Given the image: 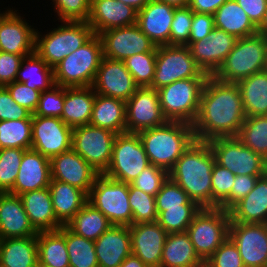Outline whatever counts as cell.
Listing matches in <instances>:
<instances>
[{
  "label": "cell",
  "mask_w": 267,
  "mask_h": 267,
  "mask_svg": "<svg viewBox=\"0 0 267 267\" xmlns=\"http://www.w3.org/2000/svg\"><path fill=\"white\" fill-rule=\"evenodd\" d=\"M32 119L0 121V150L5 148L31 149Z\"/></svg>",
  "instance_id": "cell-41"
},
{
  "label": "cell",
  "mask_w": 267,
  "mask_h": 267,
  "mask_svg": "<svg viewBox=\"0 0 267 267\" xmlns=\"http://www.w3.org/2000/svg\"><path fill=\"white\" fill-rule=\"evenodd\" d=\"M94 243L99 267H119L132 253L129 226L112 225Z\"/></svg>",
  "instance_id": "cell-27"
},
{
  "label": "cell",
  "mask_w": 267,
  "mask_h": 267,
  "mask_svg": "<svg viewBox=\"0 0 267 267\" xmlns=\"http://www.w3.org/2000/svg\"><path fill=\"white\" fill-rule=\"evenodd\" d=\"M5 87L18 105L25 107L32 114L35 112L39 103L41 91L31 89L17 81L12 82Z\"/></svg>",
  "instance_id": "cell-56"
},
{
  "label": "cell",
  "mask_w": 267,
  "mask_h": 267,
  "mask_svg": "<svg viewBox=\"0 0 267 267\" xmlns=\"http://www.w3.org/2000/svg\"><path fill=\"white\" fill-rule=\"evenodd\" d=\"M231 222L267 224V174L230 210Z\"/></svg>",
  "instance_id": "cell-29"
},
{
  "label": "cell",
  "mask_w": 267,
  "mask_h": 267,
  "mask_svg": "<svg viewBox=\"0 0 267 267\" xmlns=\"http://www.w3.org/2000/svg\"><path fill=\"white\" fill-rule=\"evenodd\" d=\"M198 76L209 75L197 65L188 46H157L156 69L150 88L157 90L177 80Z\"/></svg>",
  "instance_id": "cell-12"
},
{
  "label": "cell",
  "mask_w": 267,
  "mask_h": 267,
  "mask_svg": "<svg viewBox=\"0 0 267 267\" xmlns=\"http://www.w3.org/2000/svg\"><path fill=\"white\" fill-rule=\"evenodd\" d=\"M102 58V41L98 34H94L53 68L55 84L63 87L91 86Z\"/></svg>",
  "instance_id": "cell-6"
},
{
  "label": "cell",
  "mask_w": 267,
  "mask_h": 267,
  "mask_svg": "<svg viewBox=\"0 0 267 267\" xmlns=\"http://www.w3.org/2000/svg\"><path fill=\"white\" fill-rule=\"evenodd\" d=\"M230 213L222 208H201L187 228L196 254L205 262L229 237Z\"/></svg>",
  "instance_id": "cell-8"
},
{
  "label": "cell",
  "mask_w": 267,
  "mask_h": 267,
  "mask_svg": "<svg viewBox=\"0 0 267 267\" xmlns=\"http://www.w3.org/2000/svg\"><path fill=\"white\" fill-rule=\"evenodd\" d=\"M160 2H166L168 4L174 5L175 7H185L188 6L189 0H156Z\"/></svg>",
  "instance_id": "cell-64"
},
{
  "label": "cell",
  "mask_w": 267,
  "mask_h": 267,
  "mask_svg": "<svg viewBox=\"0 0 267 267\" xmlns=\"http://www.w3.org/2000/svg\"><path fill=\"white\" fill-rule=\"evenodd\" d=\"M60 23L44 34L37 28L35 35V53L52 69L94 35L86 21Z\"/></svg>",
  "instance_id": "cell-4"
},
{
  "label": "cell",
  "mask_w": 267,
  "mask_h": 267,
  "mask_svg": "<svg viewBox=\"0 0 267 267\" xmlns=\"http://www.w3.org/2000/svg\"><path fill=\"white\" fill-rule=\"evenodd\" d=\"M51 179L72 185L87 195L99 173L73 149L50 159Z\"/></svg>",
  "instance_id": "cell-21"
},
{
  "label": "cell",
  "mask_w": 267,
  "mask_h": 267,
  "mask_svg": "<svg viewBox=\"0 0 267 267\" xmlns=\"http://www.w3.org/2000/svg\"><path fill=\"white\" fill-rule=\"evenodd\" d=\"M166 122L156 89L138 87L126 101V132L138 133Z\"/></svg>",
  "instance_id": "cell-15"
},
{
  "label": "cell",
  "mask_w": 267,
  "mask_h": 267,
  "mask_svg": "<svg viewBox=\"0 0 267 267\" xmlns=\"http://www.w3.org/2000/svg\"><path fill=\"white\" fill-rule=\"evenodd\" d=\"M95 91L91 86L65 87V99L61 120L68 126H77L90 123Z\"/></svg>",
  "instance_id": "cell-30"
},
{
  "label": "cell",
  "mask_w": 267,
  "mask_h": 267,
  "mask_svg": "<svg viewBox=\"0 0 267 267\" xmlns=\"http://www.w3.org/2000/svg\"><path fill=\"white\" fill-rule=\"evenodd\" d=\"M37 235L0 239V267H37Z\"/></svg>",
  "instance_id": "cell-33"
},
{
  "label": "cell",
  "mask_w": 267,
  "mask_h": 267,
  "mask_svg": "<svg viewBox=\"0 0 267 267\" xmlns=\"http://www.w3.org/2000/svg\"><path fill=\"white\" fill-rule=\"evenodd\" d=\"M235 177L229 169L214 163L211 178L212 208H217L230 195Z\"/></svg>",
  "instance_id": "cell-50"
},
{
  "label": "cell",
  "mask_w": 267,
  "mask_h": 267,
  "mask_svg": "<svg viewBox=\"0 0 267 267\" xmlns=\"http://www.w3.org/2000/svg\"><path fill=\"white\" fill-rule=\"evenodd\" d=\"M69 267H99L92 240L76 235L66 226Z\"/></svg>",
  "instance_id": "cell-42"
},
{
  "label": "cell",
  "mask_w": 267,
  "mask_h": 267,
  "mask_svg": "<svg viewBox=\"0 0 267 267\" xmlns=\"http://www.w3.org/2000/svg\"><path fill=\"white\" fill-rule=\"evenodd\" d=\"M51 181L50 159L38 151H24L14 187L9 193L21 195L28 191L47 188Z\"/></svg>",
  "instance_id": "cell-24"
},
{
  "label": "cell",
  "mask_w": 267,
  "mask_h": 267,
  "mask_svg": "<svg viewBox=\"0 0 267 267\" xmlns=\"http://www.w3.org/2000/svg\"><path fill=\"white\" fill-rule=\"evenodd\" d=\"M116 135L90 124L77 126L72 131V149L99 174H103L110 164Z\"/></svg>",
  "instance_id": "cell-13"
},
{
  "label": "cell",
  "mask_w": 267,
  "mask_h": 267,
  "mask_svg": "<svg viewBox=\"0 0 267 267\" xmlns=\"http://www.w3.org/2000/svg\"><path fill=\"white\" fill-rule=\"evenodd\" d=\"M245 119L238 85L209 76L192 124L195 139L209 141L218 137H236Z\"/></svg>",
  "instance_id": "cell-1"
},
{
  "label": "cell",
  "mask_w": 267,
  "mask_h": 267,
  "mask_svg": "<svg viewBox=\"0 0 267 267\" xmlns=\"http://www.w3.org/2000/svg\"><path fill=\"white\" fill-rule=\"evenodd\" d=\"M236 84L242 96L245 116H267V70L252 74Z\"/></svg>",
  "instance_id": "cell-35"
},
{
  "label": "cell",
  "mask_w": 267,
  "mask_h": 267,
  "mask_svg": "<svg viewBox=\"0 0 267 267\" xmlns=\"http://www.w3.org/2000/svg\"><path fill=\"white\" fill-rule=\"evenodd\" d=\"M14 8H3L6 10L2 12L0 9V51L31 55L35 53L37 27L25 19V14H20L19 10Z\"/></svg>",
  "instance_id": "cell-14"
},
{
  "label": "cell",
  "mask_w": 267,
  "mask_h": 267,
  "mask_svg": "<svg viewBox=\"0 0 267 267\" xmlns=\"http://www.w3.org/2000/svg\"><path fill=\"white\" fill-rule=\"evenodd\" d=\"M193 11L188 7H176L170 29V45L185 46L189 42Z\"/></svg>",
  "instance_id": "cell-51"
},
{
  "label": "cell",
  "mask_w": 267,
  "mask_h": 267,
  "mask_svg": "<svg viewBox=\"0 0 267 267\" xmlns=\"http://www.w3.org/2000/svg\"><path fill=\"white\" fill-rule=\"evenodd\" d=\"M168 177L169 173L167 171L151 164L146 167L130 184L149 195L156 196Z\"/></svg>",
  "instance_id": "cell-52"
},
{
  "label": "cell",
  "mask_w": 267,
  "mask_h": 267,
  "mask_svg": "<svg viewBox=\"0 0 267 267\" xmlns=\"http://www.w3.org/2000/svg\"><path fill=\"white\" fill-rule=\"evenodd\" d=\"M209 76L177 80L157 89L160 106L167 121L193 124L205 82Z\"/></svg>",
  "instance_id": "cell-7"
},
{
  "label": "cell",
  "mask_w": 267,
  "mask_h": 267,
  "mask_svg": "<svg viewBox=\"0 0 267 267\" xmlns=\"http://www.w3.org/2000/svg\"><path fill=\"white\" fill-rule=\"evenodd\" d=\"M158 215L166 208L181 207V204H197L187 193L170 177L163 183L155 196Z\"/></svg>",
  "instance_id": "cell-47"
},
{
  "label": "cell",
  "mask_w": 267,
  "mask_h": 267,
  "mask_svg": "<svg viewBox=\"0 0 267 267\" xmlns=\"http://www.w3.org/2000/svg\"><path fill=\"white\" fill-rule=\"evenodd\" d=\"M20 119H32V113L18 105L6 87L0 86V121Z\"/></svg>",
  "instance_id": "cell-54"
},
{
  "label": "cell",
  "mask_w": 267,
  "mask_h": 267,
  "mask_svg": "<svg viewBox=\"0 0 267 267\" xmlns=\"http://www.w3.org/2000/svg\"><path fill=\"white\" fill-rule=\"evenodd\" d=\"M119 1L125 3L128 6L133 7L138 12L142 10L150 2V0H119Z\"/></svg>",
  "instance_id": "cell-62"
},
{
  "label": "cell",
  "mask_w": 267,
  "mask_h": 267,
  "mask_svg": "<svg viewBox=\"0 0 267 267\" xmlns=\"http://www.w3.org/2000/svg\"><path fill=\"white\" fill-rule=\"evenodd\" d=\"M213 16L214 27L224 30L237 39L258 33L257 27L236 0H227Z\"/></svg>",
  "instance_id": "cell-37"
},
{
  "label": "cell",
  "mask_w": 267,
  "mask_h": 267,
  "mask_svg": "<svg viewBox=\"0 0 267 267\" xmlns=\"http://www.w3.org/2000/svg\"><path fill=\"white\" fill-rule=\"evenodd\" d=\"M150 164L168 173L196 140L191 124L167 121L161 126L138 132Z\"/></svg>",
  "instance_id": "cell-3"
},
{
  "label": "cell",
  "mask_w": 267,
  "mask_h": 267,
  "mask_svg": "<svg viewBox=\"0 0 267 267\" xmlns=\"http://www.w3.org/2000/svg\"><path fill=\"white\" fill-rule=\"evenodd\" d=\"M200 209L198 204H181V207L166 208L158 215L157 223L168 234L186 232Z\"/></svg>",
  "instance_id": "cell-43"
},
{
  "label": "cell",
  "mask_w": 267,
  "mask_h": 267,
  "mask_svg": "<svg viewBox=\"0 0 267 267\" xmlns=\"http://www.w3.org/2000/svg\"><path fill=\"white\" fill-rule=\"evenodd\" d=\"M214 154L207 141L195 140L176 161L169 177L201 208H212Z\"/></svg>",
  "instance_id": "cell-2"
},
{
  "label": "cell",
  "mask_w": 267,
  "mask_h": 267,
  "mask_svg": "<svg viewBox=\"0 0 267 267\" xmlns=\"http://www.w3.org/2000/svg\"><path fill=\"white\" fill-rule=\"evenodd\" d=\"M65 99V87L53 85L49 90L42 91L37 109L32 116L61 118Z\"/></svg>",
  "instance_id": "cell-48"
},
{
  "label": "cell",
  "mask_w": 267,
  "mask_h": 267,
  "mask_svg": "<svg viewBox=\"0 0 267 267\" xmlns=\"http://www.w3.org/2000/svg\"><path fill=\"white\" fill-rule=\"evenodd\" d=\"M73 128L58 117L32 116V146L48 159L72 149Z\"/></svg>",
  "instance_id": "cell-16"
},
{
  "label": "cell",
  "mask_w": 267,
  "mask_h": 267,
  "mask_svg": "<svg viewBox=\"0 0 267 267\" xmlns=\"http://www.w3.org/2000/svg\"><path fill=\"white\" fill-rule=\"evenodd\" d=\"M236 137L267 160V116L246 117Z\"/></svg>",
  "instance_id": "cell-40"
},
{
  "label": "cell",
  "mask_w": 267,
  "mask_h": 267,
  "mask_svg": "<svg viewBox=\"0 0 267 267\" xmlns=\"http://www.w3.org/2000/svg\"><path fill=\"white\" fill-rule=\"evenodd\" d=\"M197 267H210V266L206 262H203L201 265H199Z\"/></svg>",
  "instance_id": "cell-65"
},
{
  "label": "cell",
  "mask_w": 267,
  "mask_h": 267,
  "mask_svg": "<svg viewBox=\"0 0 267 267\" xmlns=\"http://www.w3.org/2000/svg\"><path fill=\"white\" fill-rule=\"evenodd\" d=\"M96 94L127 101L138 86L123 61L102 58L91 85Z\"/></svg>",
  "instance_id": "cell-19"
},
{
  "label": "cell",
  "mask_w": 267,
  "mask_h": 267,
  "mask_svg": "<svg viewBox=\"0 0 267 267\" xmlns=\"http://www.w3.org/2000/svg\"><path fill=\"white\" fill-rule=\"evenodd\" d=\"M237 38L224 30L214 27L206 39L192 42V57L203 72L213 76L233 49Z\"/></svg>",
  "instance_id": "cell-20"
},
{
  "label": "cell",
  "mask_w": 267,
  "mask_h": 267,
  "mask_svg": "<svg viewBox=\"0 0 267 267\" xmlns=\"http://www.w3.org/2000/svg\"><path fill=\"white\" fill-rule=\"evenodd\" d=\"M258 33L267 37V8L261 24L257 27Z\"/></svg>",
  "instance_id": "cell-63"
},
{
  "label": "cell",
  "mask_w": 267,
  "mask_h": 267,
  "mask_svg": "<svg viewBox=\"0 0 267 267\" xmlns=\"http://www.w3.org/2000/svg\"><path fill=\"white\" fill-rule=\"evenodd\" d=\"M38 263L48 267H69L66 225L59 230L38 232Z\"/></svg>",
  "instance_id": "cell-36"
},
{
  "label": "cell",
  "mask_w": 267,
  "mask_h": 267,
  "mask_svg": "<svg viewBox=\"0 0 267 267\" xmlns=\"http://www.w3.org/2000/svg\"><path fill=\"white\" fill-rule=\"evenodd\" d=\"M103 57L124 61L138 53L152 52L157 46L143 33L137 24L114 28L99 34Z\"/></svg>",
  "instance_id": "cell-18"
},
{
  "label": "cell",
  "mask_w": 267,
  "mask_h": 267,
  "mask_svg": "<svg viewBox=\"0 0 267 267\" xmlns=\"http://www.w3.org/2000/svg\"><path fill=\"white\" fill-rule=\"evenodd\" d=\"M132 254L148 267H160L167 232L157 222L136 223L129 226Z\"/></svg>",
  "instance_id": "cell-23"
},
{
  "label": "cell",
  "mask_w": 267,
  "mask_h": 267,
  "mask_svg": "<svg viewBox=\"0 0 267 267\" xmlns=\"http://www.w3.org/2000/svg\"><path fill=\"white\" fill-rule=\"evenodd\" d=\"M175 8L166 2L150 0L138 12L137 25L156 46L170 45V29Z\"/></svg>",
  "instance_id": "cell-25"
},
{
  "label": "cell",
  "mask_w": 267,
  "mask_h": 267,
  "mask_svg": "<svg viewBox=\"0 0 267 267\" xmlns=\"http://www.w3.org/2000/svg\"><path fill=\"white\" fill-rule=\"evenodd\" d=\"M0 51V86H6L17 79L19 67L24 57Z\"/></svg>",
  "instance_id": "cell-57"
},
{
  "label": "cell",
  "mask_w": 267,
  "mask_h": 267,
  "mask_svg": "<svg viewBox=\"0 0 267 267\" xmlns=\"http://www.w3.org/2000/svg\"><path fill=\"white\" fill-rule=\"evenodd\" d=\"M229 238L244 267H267V224L230 222Z\"/></svg>",
  "instance_id": "cell-17"
},
{
  "label": "cell",
  "mask_w": 267,
  "mask_h": 267,
  "mask_svg": "<svg viewBox=\"0 0 267 267\" xmlns=\"http://www.w3.org/2000/svg\"><path fill=\"white\" fill-rule=\"evenodd\" d=\"M260 177L262 176L237 175L230 195L218 207L229 211L255 187Z\"/></svg>",
  "instance_id": "cell-55"
},
{
  "label": "cell",
  "mask_w": 267,
  "mask_h": 267,
  "mask_svg": "<svg viewBox=\"0 0 267 267\" xmlns=\"http://www.w3.org/2000/svg\"><path fill=\"white\" fill-rule=\"evenodd\" d=\"M25 149L0 150V192H9L15 184Z\"/></svg>",
  "instance_id": "cell-46"
},
{
  "label": "cell",
  "mask_w": 267,
  "mask_h": 267,
  "mask_svg": "<svg viewBox=\"0 0 267 267\" xmlns=\"http://www.w3.org/2000/svg\"><path fill=\"white\" fill-rule=\"evenodd\" d=\"M150 164L138 133L117 134L106 177L130 184Z\"/></svg>",
  "instance_id": "cell-9"
},
{
  "label": "cell",
  "mask_w": 267,
  "mask_h": 267,
  "mask_svg": "<svg viewBox=\"0 0 267 267\" xmlns=\"http://www.w3.org/2000/svg\"><path fill=\"white\" fill-rule=\"evenodd\" d=\"M129 184L99 174L88 194V202L100 210L112 225L133 224L129 204Z\"/></svg>",
  "instance_id": "cell-10"
},
{
  "label": "cell",
  "mask_w": 267,
  "mask_h": 267,
  "mask_svg": "<svg viewBox=\"0 0 267 267\" xmlns=\"http://www.w3.org/2000/svg\"><path fill=\"white\" fill-rule=\"evenodd\" d=\"M56 218L66 225L88 202V195L68 183L51 179L48 186Z\"/></svg>",
  "instance_id": "cell-32"
},
{
  "label": "cell",
  "mask_w": 267,
  "mask_h": 267,
  "mask_svg": "<svg viewBox=\"0 0 267 267\" xmlns=\"http://www.w3.org/2000/svg\"><path fill=\"white\" fill-rule=\"evenodd\" d=\"M37 267H48V266H45V265H42V264L38 263Z\"/></svg>",
  "instance_id": "cell-66"
},
{
  "label": "cell",
  "mask_w": 267,
  "mask_h": 267,
  "mask_svg": "<svg viewBox=\"0 0 267 267\" xmlns=\"http://www.w3.org/2000/svg\"><path fill=\"white\" fill-rule=\"evenodd\" d=\"M138 11L119 0H90L87 19L94 34L137 24Z\"/></svg>",
  "instance_id": "cell-22"
},
{
  "label": "cell",
  "mask_w": 267,
  "mask_h": 267,
  "mask_svg": "<svg viewBox=\"0 0 267 267\" xmlns=\"http://www.w3.org/2000/svg\"><path fill=\"white\" fill-rule=\"evenodd\" d=\"M267 65V37L263 34L238 38L221 67L213 75L226 83H237Z\"/></svg>",
  "instance_id": "cell-5"
},
{
  "label": "cell",
  "mask_w": 267,
  "mask_h": 267,
  "mask_svg": "<svg viewBox=\"0 0 267 267\" xmlns=\"http://www.w3.org/2000/svg\"><path fill=\"white\" fill-rule=\"evenodd\" d=\"M213 28L214 16L212 14L193 12L189 42L185 46L206 39Z\"/></svg>",
  "instance_id": "cell-58"
},
{
  "label": "cell",
  "mask_w": 267,
  "mask_h": 267,
  "mask_svg": "<svg viewBox=\"0 0 267 267\" xmlns=\"http://www.w3.org/2000/svg\"><path fill=\"white\" fill-rule=\"evenodd\" d=\"M202 263L187 232L167 234L160 267H197Z\"/></svg>",
  "instance_id": "cell-34"
},
{
  "label": "cell",
  "mask_w": 267,
  "mask_h": 267,
  "mask_svg": "<svg viewBox=\"0 0 267 267\" xmlns=\"http://www.w3.org/2000/svg\"><path fill=\"white\" fill-rule=\"evenodd\" d=\"M157 48L152 52L129 56L123 62L138 87L152 85L156 69Z\"/></svg>",
  "instance_id": "cell-44"
},
{
  "label": "cell",
  "mask_w": 267,
  "mask_h": 267,
  "mask_svg": "<svg viewBox=\"0 0 267 267\" xmlns=\"http://www.w3.org/2000/svg\"><path fill=\"white\" fill-rule=\"evenodd\" d=\"M19 197L37 232L59 230L63 224L56 218L49 188L25 192Z\"/></svg>",
  "instance_id": "cell-28"
},
{
  "label": "cell",
  "mask_w": 267,
  "mask_h": 267,
  "mask_svg": "<svg viewBox=\"0 0 267 267\" xmlns=\"http://www.w3.org/2000/svg\"><path fill=\"white\" fill-rule=\"evenodd\" d=\"M205 262L210 267H244L240 253L229 237Z\"/></svg>",
  "instance_id": "cell-53"
},
{
  "label": "cell",
  "mask_w": 267,
  "mask_h": 267,
  "mask_svg": "<svg viewBox=\"0 0 267 267\" xmlns=\"http://www.w3.org/2000/svg\"><path fill=\"white\" fill-rule=\"evenodd\" d=\"M241 8L246 12L252 23L258 27L267 8V0H236Z\"/></svg>",
  "instance_id": "cell-59"
},
{
  "label": "cell",
  "mask_w": 267,
  "mask_h": 267,
  "mask_svg": "<svg viewBox=\"0 0 267 267\" xmlns=\"http://www.w3.org/2000/svg\"><path fill=\"white\" fill-rule=\"evenodd\" d=\"M227 0H189L188 7L197 13L214 14Z\"/></svg>",
  "instance_id": "cell-60"
},
{
  "label": "cell",
  "mask_w": 267,
  "mask_h": 267,
  "mask_svg": "<svg viewBox=\"0 0 267 267\" xmlns=\"http://www.w3.org/2000/svg\"><path fill=\"white\" fill-rule=\"evenodd\" d=\"M66 226L76 235L96 241L112 224L100 210L87 202Z\"/></svg>",
  "instance_id": "cell-38"
},
{
  "label": "cell",
  "mask_w": 267,
  "mask_h": 267,
  "mask_svg": "<svg viewBox=\"0 0 267 267\" xmlns=\"http://www.w3.org/2000/svg\"><path fill=\"white\" fill-rule=\"evenodd\" d=\"M16 81L41 92L55 85L53 69L36 53L23 58Z\"/></svg>",
  "instance_id": "cell-39"
},
{
  "label": "cell",
  "mask_w": 267,
  "mask_h": 267,
  "mask_svg": "<svg viewBox=\"0 0 267 267\" xmlns=\"http://www.w3.org/2000/svg\"><path fill=\"white\" fill-rule=\"evenodd\" d=\"M215 162L234 175L264 176L267 160L243 145L237 137H218L207 141Z\"/></svg>",
  "instance_id": "cell-11"
},
{
  "label": "cell",
  "mask_w": 267,
  "mask_h": 267,
  "mask_svg": "<svg viewBox=\"0 0 267 267\" xmlns=\"http://www.w3.org/2000/svg\"><path fill=\"white\" fill-rule=\"evenodd\" d=\"M119 267H148L139 257L134 254H130L120 264Z\"/></svg>",
  "instance_id": "cell-61"
},
{
  "label": "cell",
  "mask_w": 267,
  "mask_h": 267,
  "mask_svg": "<svg viewBox=\"0 0 267 267\" xmlns=\"http://www.w3.org/2000/svg\"><path fill=\"white\" fill-rule=\"evenodd\" d=\"M133 224L145 222H157L158 212L155 196L149 195L129 184V197Z\"/></svg>",
  "instance_id": "cell-45"
},
{
  "label": "cell",
  "mask_w": 267,
  "mask_h": 267,
  "mask_svg": "<svg viewBox=\"0 0 267 267\" xmlns=\"http://www.w3.org/2000/svg\"><path fill=\"white\" fill-rule=\"evenodd\" d=\"M38 235L24 210L21 198L0 192V239L24 238Z\"/></svg>",
  "instance_id": "cell-26"
},
{
  "label": "cell",
  "mask_w": 267,
  "mask_h": 267,
  "mask_svg": "<svg viewBox=\"0 0 267 267\" xmlns=\"http://www.w3.org/2000/svg\"><path fill=\"white\" fill-rule=\"evenodd\" d=\"M90 125L116 134L126 132V102L95 93Z\"/></svg>",
  "instance_id": "cell-31"
},
{
  "label": "cell",
  "mask_w": 267,
  "mask_h": 267,
  "mask_svg": "<svg viewBox=\"0 0 267 267\" xmlns=\"http://www.w3.org/2000/svg\"><path fill=\"white\" fill-rule=\"evenodd\" d=\"M54 16L60 21H86L90 12V0H51Z\"/></svg>",
  "instance_id": "cell-49"
}]
</instances>
